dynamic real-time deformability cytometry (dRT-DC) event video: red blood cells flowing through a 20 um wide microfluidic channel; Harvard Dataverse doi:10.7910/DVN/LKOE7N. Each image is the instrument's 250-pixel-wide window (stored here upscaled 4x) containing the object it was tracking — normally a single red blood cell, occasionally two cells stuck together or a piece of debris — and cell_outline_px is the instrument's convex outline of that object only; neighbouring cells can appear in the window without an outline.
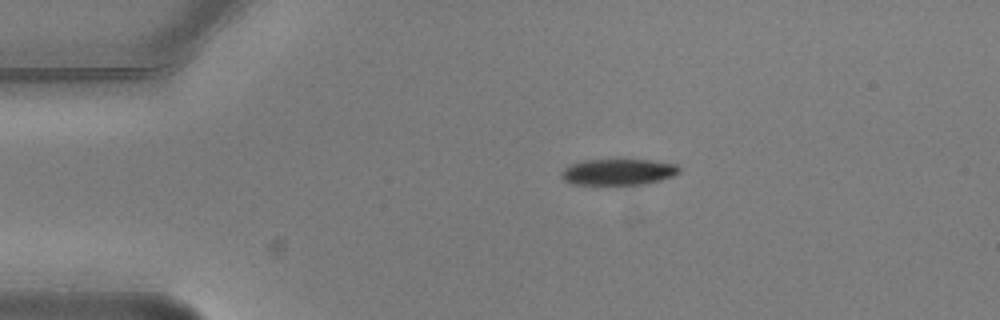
{"species": "common noctule bat (a hibernating species)", "species_latin": "Nyctalus noctula", "temperature_condition": "warm", "stored_images_in_passage": 8, "camera_frame_rate_fps": 3000, "um_per_image_px": 0.085, "animal": {"sex": "male", "body_mass_g": 20.5, "forearm_length_mm": 52.5}, "frame": {"image": 1, "passage_image": 1, "time_ms": 0.0, "image_size_px": [1000, 320], "cell_outline_px": [[680, 172], [672, 176], [660, 180], [644, 184], [572, 184], [564, 180], [560, 176], [560, 172], [568, 164], [584, 160], [648, 160], [676, 164], [680, 168]], "centroid_in_image_um": [52.51, 14.61], "position_along_channel_um": 32.5, "area_um2": 17.92}}
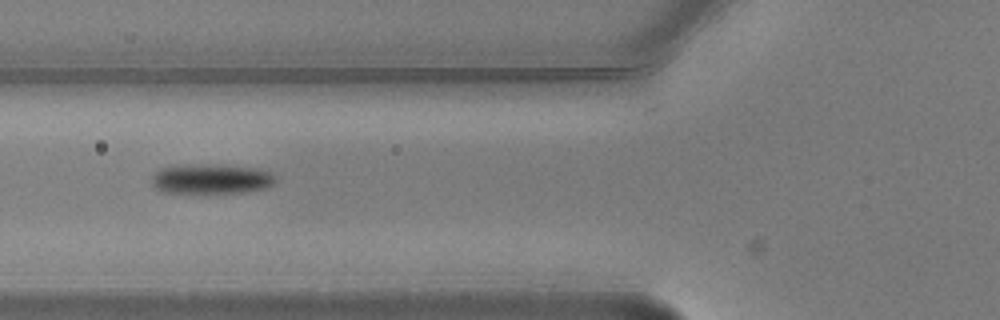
{"frame": {"image": 2, "passage_image": 4, "time_ms": 1.0, "image_size_px": [1000, 320], "cell_outline_px": [[276, 184], [268, 188], [244, 192], [164, 192], [156, 188], [152, 184], [152, 176], [160, 168], [256, 168], [272, 172], [276, 176]], "centroid_in_image_um": [18.07, 15.29], "position_along_channel_um": 107.7, "area_um2": 19.88}}
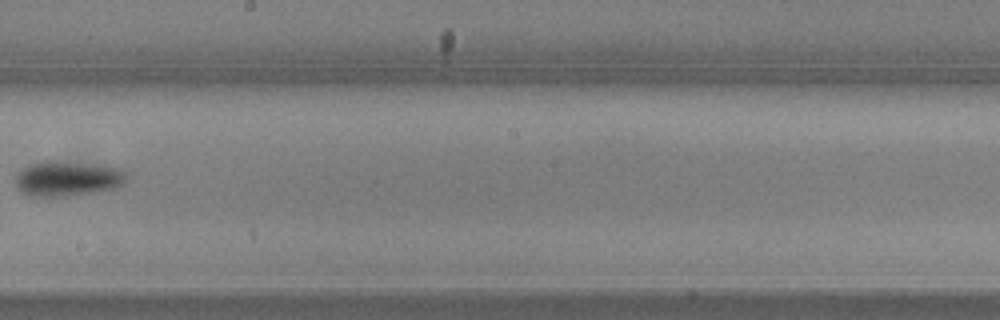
{"frame": {"image": 3, "passage_image": 7, "time_ms": 2.0, "image_size_px": [1000, 320], "cell_outline_px": [[124, 184], [116, 188], [96, 192], [68, 196], [32, 196], [16, 188], [16, 172], [32, 164], [44, 160], [52, 160], [124, 168]], "centroid_in_image_um": [5.73, 15.18], "position_along_channel_um": 242.5, "area_um2": 22.6}}